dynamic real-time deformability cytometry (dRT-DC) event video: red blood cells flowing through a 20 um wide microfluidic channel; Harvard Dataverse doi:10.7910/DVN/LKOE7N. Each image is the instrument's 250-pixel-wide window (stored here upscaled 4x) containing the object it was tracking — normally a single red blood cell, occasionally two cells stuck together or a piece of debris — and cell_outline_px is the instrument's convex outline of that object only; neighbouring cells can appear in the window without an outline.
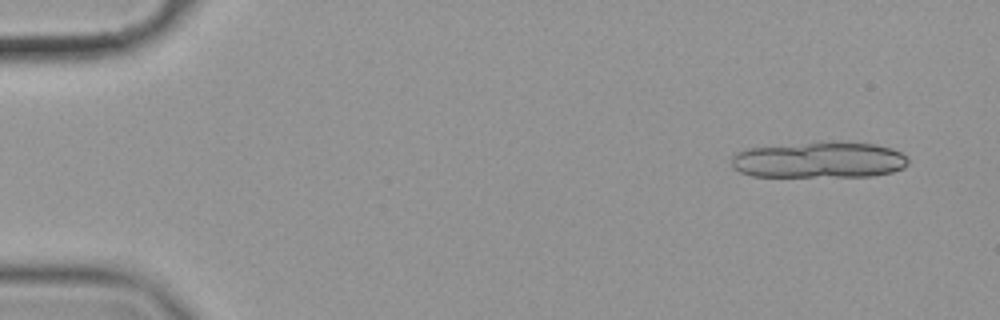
{"species": "common noctule bat (a hibernating species)", "species_latin": "Nyctalus noctula", "temperature_condition": "cold", "stored_images_in_passage": 22, "camera_frame_rate_fps": 3000, "um_per_image_px": 0.085, "animal": {"sex": "female", "body_mass_g": 19.9}, "frame": {"image": 1, "passage_image": 4, "time_ms": 1.0, "image_size_px": [1000, 320], "cell_outline_px": [[908, 164], [904, 168], [892, 172], [872, 176], [752, 176], [740, 172], [732, 168], [732, 156], [736, 152], [748, 148], [808, 144], [876, 144], [892, 148], [900, 152], [908, 160]], "centroid_in_image_um": [69.63, 13.64], "position_along_channel_um": 15.4, "area_um2": 36.13}}